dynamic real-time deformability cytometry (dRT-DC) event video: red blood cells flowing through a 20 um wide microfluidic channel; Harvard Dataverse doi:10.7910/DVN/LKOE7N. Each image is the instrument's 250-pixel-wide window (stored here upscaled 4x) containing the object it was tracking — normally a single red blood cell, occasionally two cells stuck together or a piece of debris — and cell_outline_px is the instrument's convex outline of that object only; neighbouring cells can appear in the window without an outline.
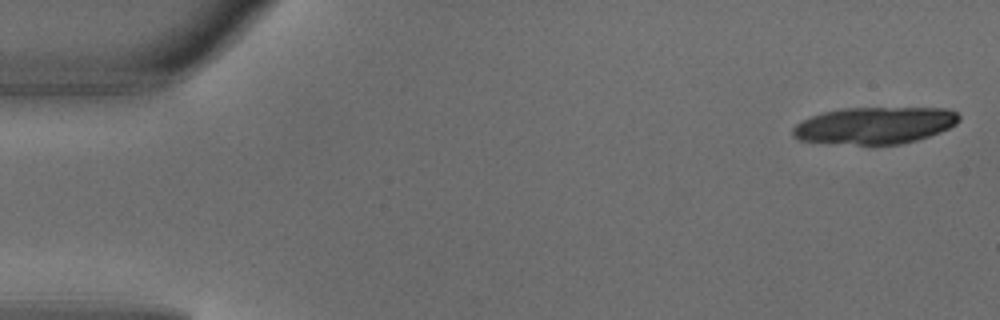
{"species": "common noctule bat (a hibernating species)", "species_latin": "Nyctalus noctula", "temperature_condition": "warm", "stored_images_in_passage": 4, "camera_frame_rate_fps": 3000, "um_per_image_px": 0.085, "animal": {"sex": "male", "body_mass_g": 18.8}, "frame": {"image": 1, "passage_image": 1, "time_ms": 0.0, "image_size_px": [1000, 320], "cell_outline_px": [[960, 120], [956, 124], [940, 132], [916, 140], [900, 144], [856, 144], [800, 140], [792, 136], [792, 128], [796, 124], [812, 116], [824, 112], [844, 108], [948, 108], [956, 112], [960, 116]], "centroid_in_image_um": [74.39, 10.65], "position_along_channel_um": 10.6, "area_um2": 35.43}}